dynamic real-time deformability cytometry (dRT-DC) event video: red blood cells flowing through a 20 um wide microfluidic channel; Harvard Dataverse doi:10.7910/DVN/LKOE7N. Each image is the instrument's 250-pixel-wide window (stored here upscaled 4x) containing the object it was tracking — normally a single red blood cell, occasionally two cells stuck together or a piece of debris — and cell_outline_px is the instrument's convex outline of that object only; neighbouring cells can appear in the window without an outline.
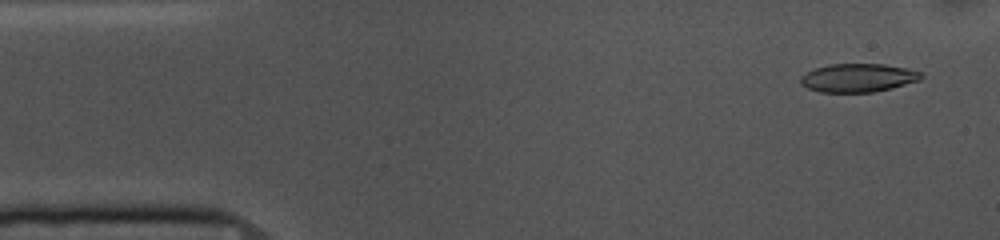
{"species": "common noctule bat (a hibernating species)", "species_latin": "Nyctalus noctula", "temperature_condition": "cold", "stored_images_in_passage": 53, "camera_frame_rate_fps": 3000, "um_per_image_px": 0.085, "animal": {"sex": "female", "body_mass_g": 10.0, "forearm_length_mm": 53.1}, "frame": {"image": 1, "passage_image": 3, "time_ms": 0.667, "image_size_px": [1000, 240], "cell_outline_px": [[924, 76], [920, 80], [892, 88], [872, 92], [820, 92], [808, 88], [800, 84], [800, 76], [816, 68], [828, 64], [884, 64], [904, 68], [920, 72]], "centroid_in_image_um": [72.92, 6.62], "position_along_channel_um": 12.1, "area_um2": 19.88}}
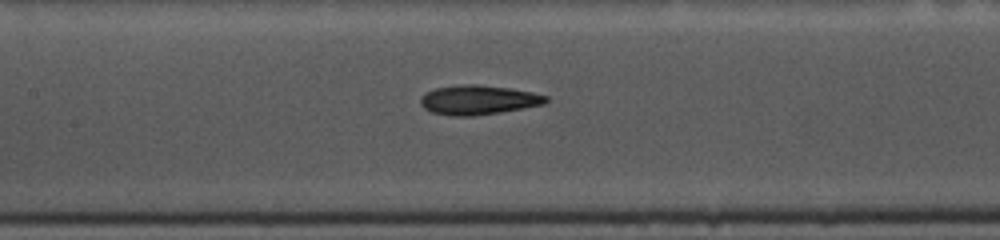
{"frame": {"image": 2, "passage_image": 23, "time_ms": 7.333, "image_size_px": [1000, 240], "cell_outline_px": [[548, 100], [544, 104], [524, 108], [500, 112], [472, 116], [452, 116], [432, 112], [424, 108], [420, 104], [420, 96], [424, 92], [436, 88], [460, 84], [476, 84], [508, 88], [532, 92], [548, 96]], "centroid_in_image_um": [40.62, 8.49], "position_along_channel_um": 166.8, "area_um2": 21.56}}
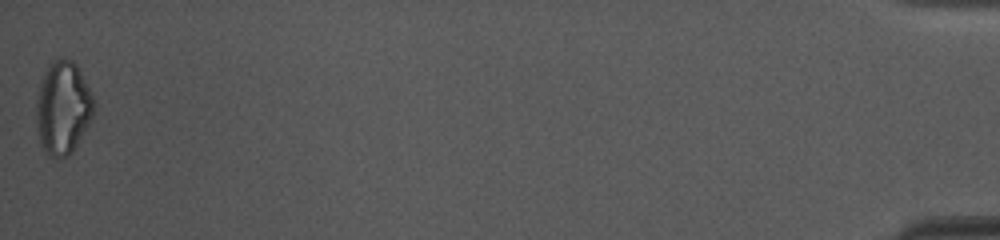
{"frame": {"image": 3, "passage_image": 53, "time_ms": 17.333, "image_size_px": [1000, 240], "cell_outline_px": [[96, 104], [92, 116], [88, 124], [72, 152], [68, 156], [48, 156], [44, 152], [40, 144], [36, 124], [36, 100], [40, 84], [48, 68], [60, 56], [72, 60], [76, 64]], "centroid_in_image_um": [5.33, 9.19], "position_along_channel_um": 429.9, "area_um2": 30.81}, "authors_computed_cell_mechanics": {"area_um2": 21.097, "velocity_mm_per_s": 3.6705, "shape_relaxation_time_tau1_ms": 4.6028, "shape_relaxation_time_tau2_ms": 3.3345, "deformation_change_tau1": 0.1458, "deformation_change_tau2": 0.1216}}